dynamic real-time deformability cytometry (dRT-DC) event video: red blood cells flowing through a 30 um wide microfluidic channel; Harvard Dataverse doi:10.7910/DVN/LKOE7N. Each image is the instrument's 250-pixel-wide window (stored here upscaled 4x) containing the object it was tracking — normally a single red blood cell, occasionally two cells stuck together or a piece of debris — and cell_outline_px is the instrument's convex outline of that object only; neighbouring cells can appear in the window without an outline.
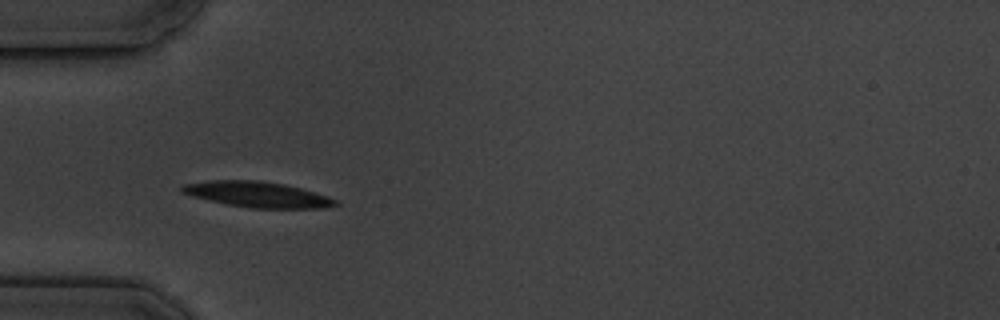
{"species": "common noctule bat (a hibernating species)", "species_latin": "Nyctalus noctula", "temperature_condition": "cold", "stored_images_in_passage": 7, "camera_frame_rate_fps": 3000, "um_per_image_px": 0.085, "animal": {"sex": "male", "body_mass_g": 19.5, "forearm_length_mm": 54.6}, "frame": {"image": 1, "passage_image": 5, "time_ms": 4.333, "image_size_px": [1000, 320], "cell_outline_px": [[340, 204], [324, 208], [252, 208], [228, 204], [208, 200], [192, 196], [184, 192], [180, 188], [184, 184], [208, 180], [256, 180], [284, 184], [300, 188], [328, 196], [336, 200]], "centroid_in_image_um": [21.9, 16.53], "position_along_channel_um": 63.1, "area_um2": 22.72}}